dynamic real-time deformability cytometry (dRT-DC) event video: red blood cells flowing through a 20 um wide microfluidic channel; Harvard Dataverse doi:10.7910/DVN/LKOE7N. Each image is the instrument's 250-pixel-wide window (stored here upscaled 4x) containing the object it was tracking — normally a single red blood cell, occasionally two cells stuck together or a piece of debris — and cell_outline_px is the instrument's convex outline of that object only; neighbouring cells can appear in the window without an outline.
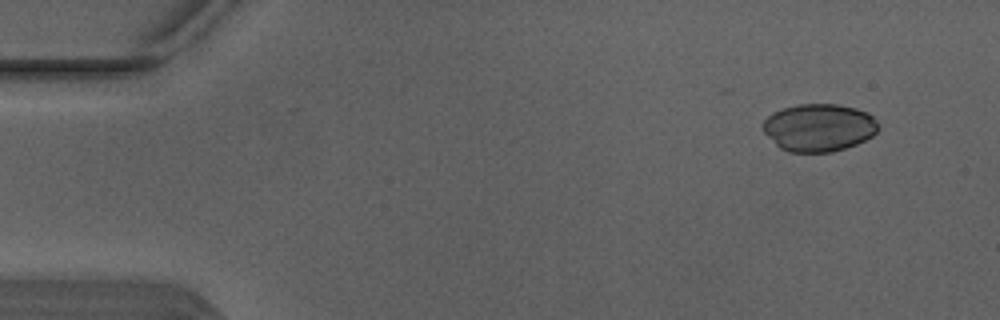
{"species": "Egyptian fruit bat (a non-hibernating species)", "species_latin": "Rousettus aegyptiacus", "temperature_condition": "warm", "stored_images_in_passage": 5, "segment_of_instrument_passage": [1, 2], "camera_frame_rate_fps": 3000, "um_per_image_px": 0.085, "animal": {"sex": "male"}, "frame": {"image": 1, "passage_image": 1, "time_ms": 0.0, "image_size_px": [1000, 320], "cell_outline_px": [[880, 128], [872, 136], [856, 144], [832, 152], [788, 152], [780, 148], [760, 128], [760, 124], [772, 112], [784, 108], [800, 104], [840, 104], [856, 108], [868, 112], [876, 120]], "centroid_in_image_um": [69.59, 10.83], "position_along_channel_um": 15.4, "area_um2": 32.25}}